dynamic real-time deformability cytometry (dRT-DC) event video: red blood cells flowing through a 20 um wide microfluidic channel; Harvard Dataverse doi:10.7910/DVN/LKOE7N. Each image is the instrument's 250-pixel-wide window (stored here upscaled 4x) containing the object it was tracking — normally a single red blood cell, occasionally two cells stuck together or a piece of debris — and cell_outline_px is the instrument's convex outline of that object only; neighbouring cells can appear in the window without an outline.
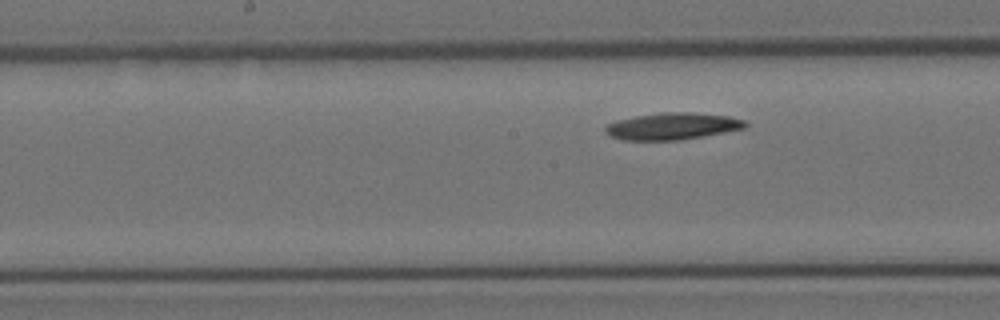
{"species": "Egyptian fruit bat (a non-hibernating species)", "species_latin": "Rousettus aegyptiacus", "temperature_condition": "room temperature", "stored_images_in_passage": 11, "segment_of_instrument_passage": [2, 2], "camera_frame_rate_fps": 3000, "um_per_image_px": 0.085, "animal": {"sex": "female"}, "frame": {"image": 1, "passage_image": 11, "time_ms": 3.333, "image_size_px": [1000, 320], "cell_outline_px": [[744, 124], [740, 128], [692, 136], [664, 140], [636, 140], [616, 136], [608, 132], [608, 128], [612, 124], [628, 120], [648, 116], [716, 116], [740, 120]], "centroid_in_image_um": [57.1, 10.8], "position_along_channel_um": 191.1, "area_um2": 17.57}}